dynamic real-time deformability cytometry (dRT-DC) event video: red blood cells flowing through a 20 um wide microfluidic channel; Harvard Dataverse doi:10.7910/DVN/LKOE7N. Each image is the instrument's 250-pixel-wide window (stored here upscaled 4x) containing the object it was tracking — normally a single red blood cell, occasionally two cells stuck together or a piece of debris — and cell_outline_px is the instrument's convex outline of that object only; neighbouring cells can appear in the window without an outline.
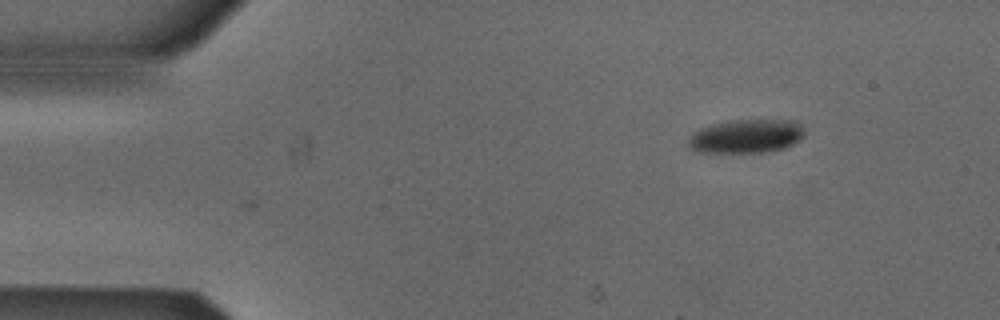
{"species": "Egyptian fruit bat (a non-hibernating species)", "species_latin": "Rousettus aegyptiacus", "temperature_condition": "cold", "stored_images_in_passage": 2, "camera_frame_rate_fps": 3000, "um_per_image_px": 0.085, "animal": {"sex": "male"}, "frame": {"image": 1, "passage_image": 1, "time_ms": 0.0, "image_size_px": [1000, 320], "cell_outline_px": [[804, 136], [800, 140], [784, 148], [760, 152], [696, 152], [688, 148], [688, 140], [692, 132], [700, 128], [712, 124], [732, 120], [796, 120], [804, 128]], "centroid_in_image_um": [63.41, 11.57], "position_along_channel_um": 21.6, "area_um2": 22.95}}